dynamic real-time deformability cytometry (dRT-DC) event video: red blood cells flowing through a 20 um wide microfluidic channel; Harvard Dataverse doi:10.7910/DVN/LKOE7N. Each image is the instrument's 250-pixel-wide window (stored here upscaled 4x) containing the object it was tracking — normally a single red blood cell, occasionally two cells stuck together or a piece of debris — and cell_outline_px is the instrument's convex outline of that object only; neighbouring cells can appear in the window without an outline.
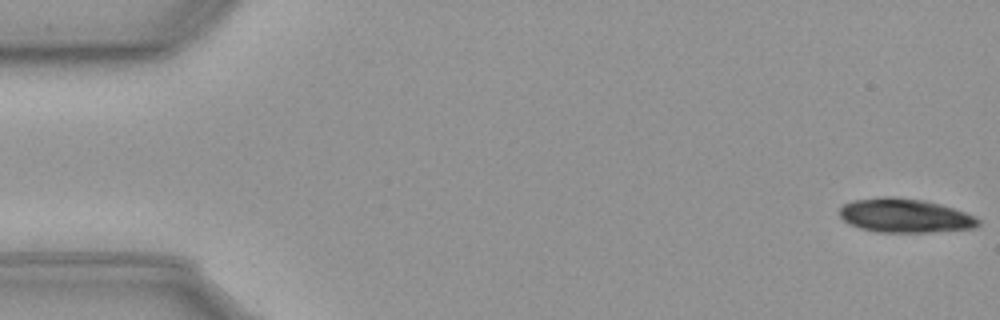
{"species": "common noctule bat (a hibernating species)", "species_latin": "Nyctalus noctula", "temperature_condition": "cold", "stored_images_in_passage": 20, "camera_frame_rate_fps": 3000, "um_per_image_px": 0.085, "animal": {"sex": "male", "body_mass_g": 23.1, "forearm_length_mm": 52.7}, "frame": {"image": 1, "passage_image": 1, "time_ms": 0.0, "image_size_px": [1000, 320], "cell_outline_px": [[980, 224], [976, 228], [928, 232], [876, 232], [860, 228], [848, 224], [840, 216], [840, 208], [844, 204], [852, 200], [884, 196], [892, 196], [924, 200], [940, 204], [976, 216], [980, 220]], "centroid_in_image_um": [76.91, 18.32], "position_along_channel_um": 8.1, "area_um2": 27.57}}